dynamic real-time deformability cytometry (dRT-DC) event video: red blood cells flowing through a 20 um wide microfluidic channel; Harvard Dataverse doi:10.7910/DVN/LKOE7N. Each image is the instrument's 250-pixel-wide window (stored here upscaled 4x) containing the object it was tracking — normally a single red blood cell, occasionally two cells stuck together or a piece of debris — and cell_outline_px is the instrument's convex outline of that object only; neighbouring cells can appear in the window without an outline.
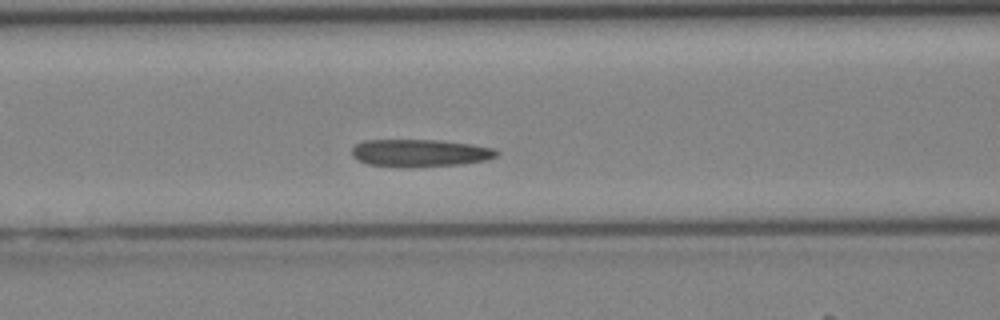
{"species": "Egyptian fruit bat (a non-hibernating species)", "species_latin": "Rousettus aegyptiacus", "temperature_condition": "cold", "stored_images_in_passage": 38, "camera_frame_rate_fps": 3000, "um_per_image_px": 0.085, "animal": {"sex": "female"}, "frame": {"image": 1, "passage_image": 14, "time_ms": 4.333, "image_size_px": [1000, 320], "cell_outline_px": [[500, 152], [496, 156], [484, 160], [460, 164], [408, 168], [400, 168], [368, 164], [356, 160], [352, 156], [352, 148], [356, 144], [364, 140], [440, 140], [472, 144], [496, 148]], "centroid_in_image_um": [35.67, 13.01], "position_along_channel_um": 130.9, "area_um2": 23.52}}
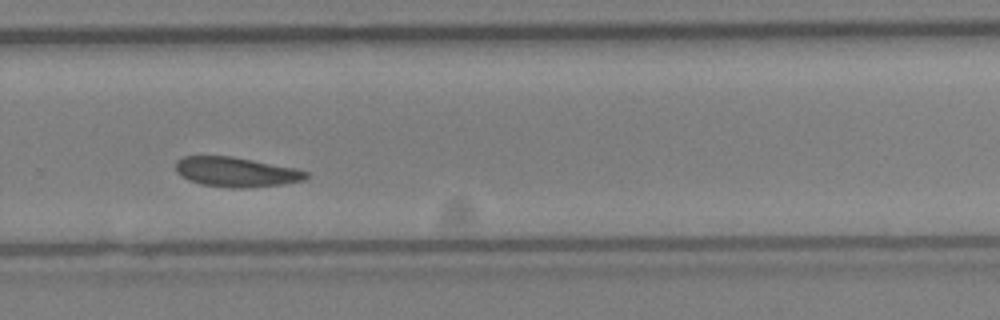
{"frame": {"image": 2, "passage_image": 25, "time_ms": 8.0, "image_size_px": [1000, 320], "cell_outline_px": [[308, 176], [304, 180], [284, 184], [244, 188], [232, 188], [200, 184], [188, 180], [176, 172], [176, 160], [184, 156], [232, 156], [296, 168], [308, 172]], "centroid_in_image_um": [20.06, 14.62], "position_along_channel_um": 309.7, "area_um2": 22.66}}
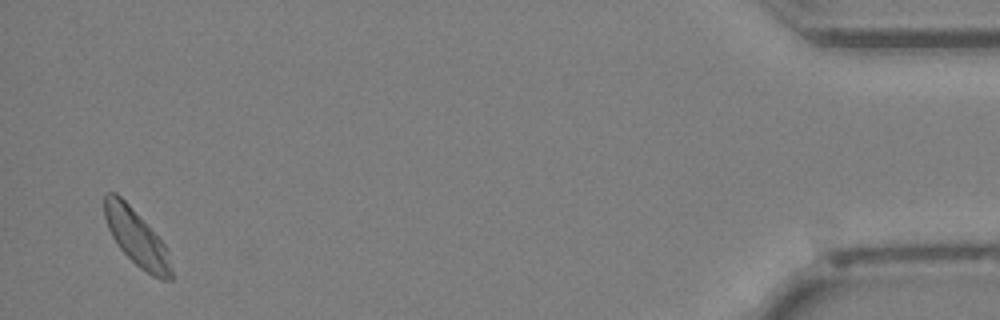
{"frame": {"image": 3, "passage_image": 37, "time_ms": 12.0, "image_size_px": [1000, 320], "cell_outline_px": [[172, 280], [160, 280], [152, 276], [140, 268], [120, 248], [112, 236], [108, 228], [104, 216], [104, 192], [116, 192], [132, 208], [164, 244], [168, 252], [172, 268]], "centroid_in_image_um": [11.6, 20.21], "position_along_channel_um": 423.6, "area_um2": 21.62}}